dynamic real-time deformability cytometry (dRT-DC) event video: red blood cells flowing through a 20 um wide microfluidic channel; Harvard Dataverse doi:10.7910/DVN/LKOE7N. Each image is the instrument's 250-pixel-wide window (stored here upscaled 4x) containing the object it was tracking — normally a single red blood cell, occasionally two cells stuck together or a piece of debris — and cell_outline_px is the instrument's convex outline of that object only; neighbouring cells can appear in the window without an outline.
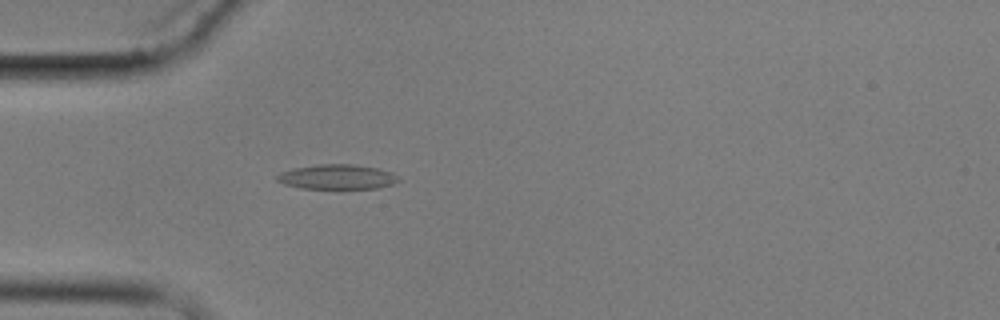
{"species": "common noctule bat (a hibernating species)", "species_latin": "Nyctalus noctula", "temperature_condition": "cold", "stored_images_in_passage": 1, "camera_frame_rate_fps": 3000, "um_per_image_px": 0.085, "animal": {"sex": "male", "body_mass_g": 17.9}, "frame": {"image": 1, "passage_image": 1, "time_ms": 0.0, "image_size_px": [1000, 320], "cell_outline_px": [[400, 180], [392, 184], [376, 188], [300, 188], [284, 184], [276, 180], [276, 176], [280, 172], [296, 168], [320, 164], [352, 164], [380, 168], [392, 172]], "centroid_in_image_um": [28.66, 15.03], "position_along_channel_um": 56.3, "area_um2": 17.4}}